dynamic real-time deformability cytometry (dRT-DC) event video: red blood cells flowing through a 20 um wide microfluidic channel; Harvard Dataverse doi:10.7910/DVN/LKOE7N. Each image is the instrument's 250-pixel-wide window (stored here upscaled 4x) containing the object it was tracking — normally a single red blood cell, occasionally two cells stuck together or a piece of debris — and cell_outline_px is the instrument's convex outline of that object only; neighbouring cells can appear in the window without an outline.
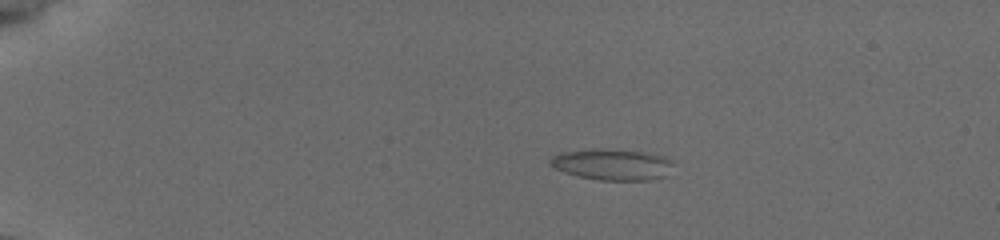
{"species": "common noctule bat (a hibernating species)", "species_latin": "Nyctalus noctula", "temperature_condition": "cold", "stored_images_in_passage": 45, "camera_frame_rate_fps": 3000, "um_per_image_px": 0.085, "animal": {"sex": "female", "body_mass_g": 19.5, "forearm_length_mm": 54.1}, "frame": {"image": 1, "passage_image": 1, "time_ms": 0.0, "image_size_px": [1000, 240], "cell_outline_px": [[672, 164], [664, 176], [648, 180], [600, 180], [580, 176], [564, 172], [548, 164], [548, 160], [552, 156], [564, 152], [644, 152], [664, 156]], "centroid_in_image_um": [52.03, 14.04], "position_along_channel_um": 33.0, "area_um2": 20.81}}
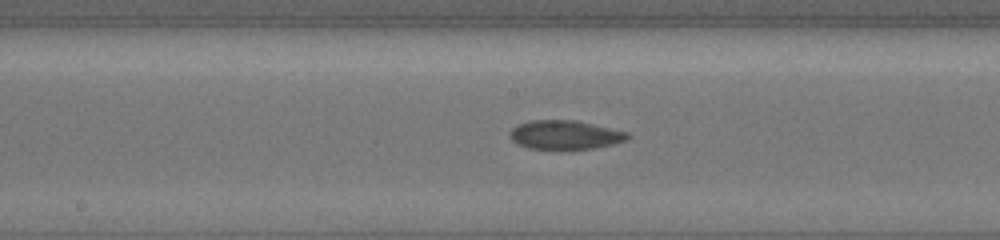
{"frame": {"image": 2, "passage_image": 21, "time_ms": 6.667, "image_size_px": [1000, 240], "cell_outline_px": [[632, 136], [628, 140], [612, 144], [592, 148], [528, 148], [516, 144], [508, 136], [508, 132], [516, 124], [528, 120], [576, 120], [628, 132]], "centroid_in_image_um": [47.99, 11.44], "position_along_channel_um": 200.2, "area_um2": 19.88}}
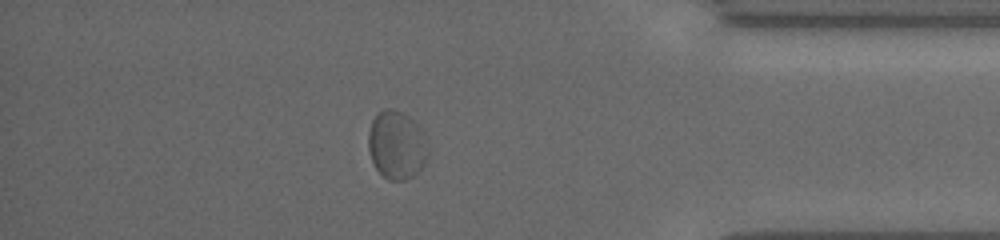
{"frame": {"image": 3, "passage_image": 39, "time_ms": 12.667, "image_size_px": [1000, 240], "cell_outline_px": [[428, 156], [424, 164], [412, 176], [404, 180], [388, 180], [376, 168], [372, 160], [368, 148], [368, 132], [372, 120], [376, 112], [384, 108], [392, 108], [408, 116], [424, 132], [428, 140]], "centroid_in_image_um": [33.72, 12.3], "position_along_channel_um": 401.5, "area_um2": 23.93}, "authors_computed_cell_mechanics": {"area_um2": 19.7676, "velocity_mm_per_s": 3.7273, "shape_relaxation_time_tau1_ms": 4.0787, "shape_relaxation_time_tau2_ms": 1.699, "deformation_change_tau1": 0.055, "deformation_change_tau2": 0.0511}}